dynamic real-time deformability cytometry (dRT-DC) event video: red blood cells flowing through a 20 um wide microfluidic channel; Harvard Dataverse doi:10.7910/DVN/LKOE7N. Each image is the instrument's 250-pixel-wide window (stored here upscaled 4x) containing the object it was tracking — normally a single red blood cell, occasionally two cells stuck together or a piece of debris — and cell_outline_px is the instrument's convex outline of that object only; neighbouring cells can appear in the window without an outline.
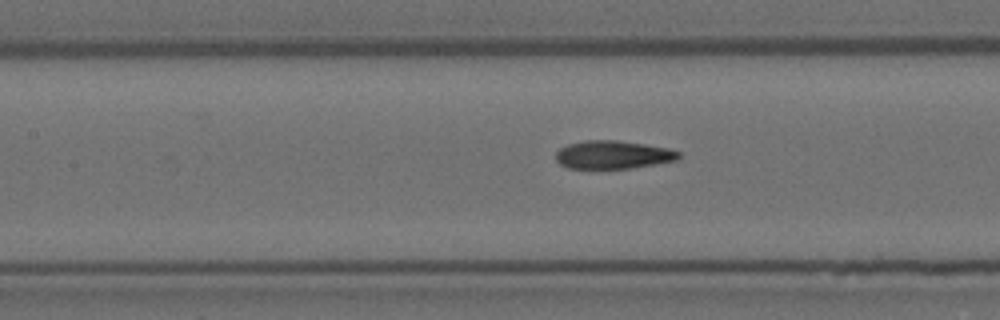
{"species": "Egyptian fruit bat (a non-hibernating species)", "species_latin": "Rousettus aegyptiacus", "temperature_condition": "room temperature", "stored_images_in_passage": 27, "camera_frame_rate_fps": 3000, "um_per_image_px": 0.085, "animal": {"sex": "female"}, "frame": {"image": 1, "passage_image": 12, "time_ms": 3.667, "image_size_px": [1000, 320], "cell_outline_px": [[680, 156], [676, 160], [656, 164], [632, 168], [568, 168], [560, 164], [556, 160], [556, 152], [560, 148], [568, 144], [584, 140], [616, 140], [644, 144], [668, 148], [680, 152]], "centroid_in_image_um": [52.09, 13.15], "position_along_channel_um": 155.3, "area_um2": 20.11}}
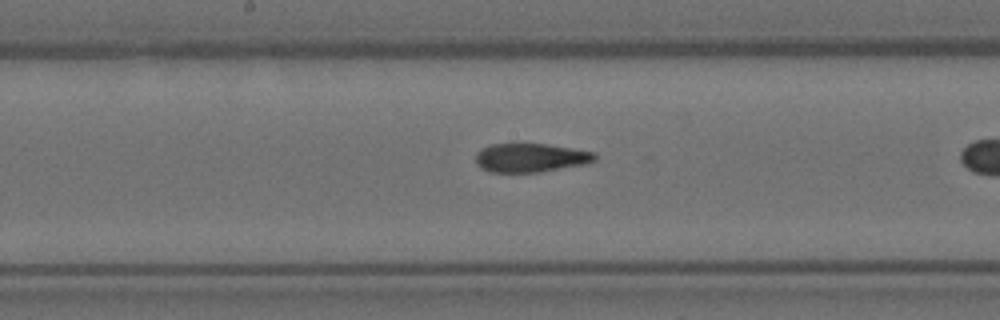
{"frame": {"image": 2, "passage_image": 16, "time_ms": 5.0, "image_size_px": [1000, 320], "cell_outline_px": [[596, 160], [588, 164], [540, 172], [488, 172], [480, 168], [476, 164], [476, 152], [480, 148], [492, 144], [548, 144], [596, 152]], "centroid_in_image_um": [45.11, 13.41], "position_along_channel_um": 203.1, "area_um2": 20.29}}
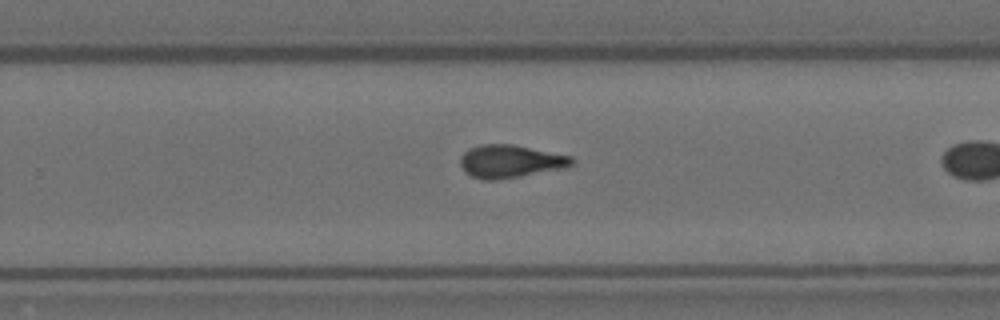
{"frame": {"image": 3, "passage_image": 23, "time_ms": 7.333, "image_size_px": [1000, 320], "cell_outline_px": [[572, 164], [564, 168], [520, 176], [496, 180], [484, 180], [472, 176], [464, 172], [460, 164], [460, 156], [468, 148], [480, 144], [512, 144], [572, 156]], "centroid_in_image_um": [43.32, 13.71], "position_along_channel_um": 286.5, "area_um2": 21.33}}